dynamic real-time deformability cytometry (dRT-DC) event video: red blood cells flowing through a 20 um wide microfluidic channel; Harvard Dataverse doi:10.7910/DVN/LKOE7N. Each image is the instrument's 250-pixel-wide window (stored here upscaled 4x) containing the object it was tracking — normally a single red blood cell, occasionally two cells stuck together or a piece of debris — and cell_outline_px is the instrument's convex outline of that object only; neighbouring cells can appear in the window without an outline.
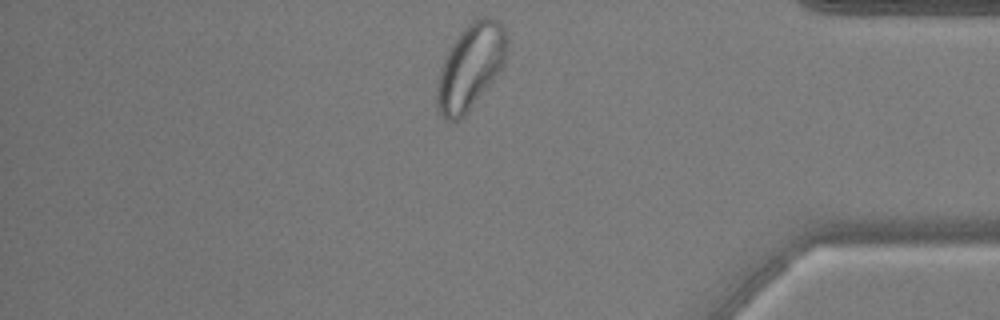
{"species": "common noctule bat (a hibernating species)", "species_latin": "Nyctalus noctula", "temperature_condition": "warm", "stored_images_in_passage": 33, "camera_frame_rate_fps": 3000, "um_per_image_px": 0.085, "animal": {"sex": "male", "body_mass_g": 17.9, "forearm_length_mm": 54.2}, "frame": {"image": 1, "passage_image": 33, "time_ms": 10.667, "image_size_px": [1000, 320], "cell_outline_px": [[508, 40], [504, 64], [492, 80], [464, 116], [456, 120], [444, 120], [436, 104], [436, 84], [440, 68], [452, 44], [460, 32], [472, 20], [480, 16], [488, 16], [496, 20], [504, 28], [508, 36]], "centroid_in_image_um": [39.98, 5.64], "position_along_channel_um": 395.2, "area_um2": 34.45}, "authors_computed_cell_mechanics": {"area_um2": 26.588, "velocity_mm_per_s": 3.7999, "shape_relaxation_time_tau1_ms": null, "shape_relaxation_time_tau2_ms": 0.9337, "deformation_change_tau1": null, "deformation_change_tau2": 0.0663}}